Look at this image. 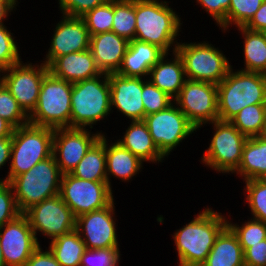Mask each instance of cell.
Segmentation results:
<instances>
[{
	"mask_svg": "<svg viewBox=\"0 0 266 266\" xmlns=\"http://www.w3.org/2000/svg\"><path fill=\"white\" fill-rule=\"evenodd\" d=\"M168 5L165 0H135V39L169 54L177 49L183 21Z\"/></svg>",
	"mask_w": 266,
	"mask_h": 266,
	"instance_id": "obj_2",
	"label": "cell"
},
{
	"mask_svg": "<svg viewBox=\"0 0 266 266\" xmlns=\"http://www.w3.org/2000/svg\"><path fill=\"white\" fill-rule=\"evenodd\" d=\"M24 214L28 218L39 245H41L37 237L39 232L43 237L51 238L52 241L75 230L76 218L60 195L43 200Z\"/></svg>",
	"mask_w": 266,
	"mask_h": 266,
	"instance_id": "obj_14",
	"label": "cell"
},
{
	"mask_svg": "<svg viewBox=\"0 0 266 266\" xmlns=\"http://www.w3.org/2000/svg\"><path fill=\"white\" fill-rule=\"evenodd\" d=\"M48 248L61 266H80L81 257L86 250L85 243L76 230L50 241Z\"/></svg>",
	"mask_w": 266,
	"mask_h": 266,
	"instance_id": "obj_30",
	"label": "cell"
},
{
	"mask_svg": "<svg viewBox=\"0 0 266 266\" xmlns=\"http://www.w3.org/2000/svg\"><path fill=\"white\" fill-rule=\"evenodd\" d=\"M171 54L173 57L169 59ZM171 54L165 53L159 59L150 69L147 79L174 100L187 78L181 56L177 51Z\"/></svg>",
	"mask_w": 266,
	"mask_h": 266,
	"instance_id": "obj_22",
	"label": "cell"
},
{
	"mask_svg": "<svg viewBox=\"0 0 266 266\" xmlns=\"http://www.w3.org/2000/svg\"><path fill=\"white\" fill-rule=\"evenodd\" d=\"M262 180H264L266 182V175L262 178Z\"/></svg>",
	"mask_w": 266,
	"mask_h": 266,
	"instance_id": "obj_53",
	"label": "cell"
},
{
	"mask_svg": "<svg viewBox=\"0 0 266 266\" xmlns=\"http://www.w3.org/2000/svg\"><path fill=\"white\" fill-rule=\"evenodd\" d=\"M174 103L197 130L219 120L217 84L187 79Z\"/></svg>",
	"mask_w": 266,
	"mask_h": 266,
	"instance_id": "obj_11",
	"label": "cell"
},
{
	"mask_svg": "<svg viewBox=\"0 0 266 266\" xmlns=\"http://www.w3.org/2000/svg\"><path fill=\"white\" fill-rule=\"evenodd\" d=\"M112 111L108 74L72 83L70 128L93 129Z\"/></svg>",
	"mask_w": 266,
	"mask_h": 266,
	"instance_id": "obj_4",
	"label": "cell"
},
{
	"mask_svg": "<svg viewBox=\"0 0 266 266\" xmlns=\"http://www.w3.org/2000/svg\"><path fill=\"white\" fill-rule=\"evenodd\" d=\"M32 64L21 60L0 71V81L28 116L37 106L42 81L49 72L48 66L43 62Z\"/></svg>",
	"mask_w": 266,
	"mask_h": 266,
	"instance_id": "obj_13",
	"label": "cell"
},
{
	"mask_svg": "<svg viewBox=\"0 0 266 266\" xmlns=\"http://www.w3.org/2000/svg\"><path fill=\"white\" fill-rule=\"evenodd\" d=\"M18 48L11 30L9 31L5 24H0V71L21 61Z\"/></svg>",
	"mask_w": 266,
	"mask_h": 266,
	"instance_id": "obj_39",
	"label": "cell"
},
{
	"mask_svg": "<svg viewBox=\"0 0 266 266\" xmlns=\"http://www.w3.org/2000/svg\"><path fill=\"white\" fill-rule=\"evenodd\" d=\"M143 121L153 142L167 158L184 139L197 132L174 102L164 110L145 116Z\"/></svg>",
	"mask_w": 266,
	"mask_h": 266,
	"instance_id": "obj_12",
	"label": "cell"
},
{
	"mask_svg": "<svg viewBox=\"0 0 266 266\" xmlns=\"http://www.w3.org/2000/svg\"><path fill=\"white\" fill-rule=\"evenodd\" d=\"M111 108L117 109L129 121L144 120L142 102V78L126 77L117 73L108 74Z\"/></svg>",
	"mask_w": 266,
	"mask_h": 266,
	"instance_id": "obj_19",
	"label": "cell"
},
{
	"mask_svg": "<svg viewBox=\"0 0 266 266\" xmlns=\"http://www.w3.org/2000/svg\"><path fill=\"white\" fill-rule=\"evenodd\" d=\"M123 136L116 141L141 161L163 163L165 156L159 151L143 120L130 121Z\"/></svg>",
	"mask_w": 266,
	"mask_h": 266,
	"instance_id": "obj_25",
	"label": "cell"
},
{
	"mask_svg": "<svg viewBox=\"0 0 266 266\" xmlns=\"http://www.w3.org/2000/svg\"><path fill=\"white\" fill-rule=\"evenodd\" d=\"M142 102L147 116L166 109L174 100L148 79L142 78Z\"/></svg>",
	"mask_w": 266,
	"mask_h": 266,
	"instance_id": "obj_38",
	"label": "cell"
},
{
	"mask_svg": "<svg viewBox=\"0 0 266 266\" xmlns=\"http://www.w3.org/2000/svg\"><path fill=\"white\" fill-rule=\"evenodd\" d=\"M72 83L48 72L42 81L36 108L29 123L52 129L70 128Z\"/></svg>",
	"mask_w": 266,
	"mask_h": 266,
	"instance_id": "obj_7",
	"label": "cell"
},
{
	"mask_svg": "<svg viewBox=\"0 0 266 266\" xmlns=\"http://www.w3.org/2000/svg\"><path fill=\"white\" fill-rule=\"evenodd\" d=\"M135 30V0H114L112 32L131 41L135 39Z\"/></svg>",
	"mask_w": 266,
	"mask_h": 266,
	"instance_id": "obj_32",
	"label": "cell"
},
{
	"mask_svg": "<svg viewBox=\"0 0 266 266\" xmlns=\"http://www.w3.org/2000/svg\"><path fill=\"white\" fill-rule=\"evenodd\" d=\"M0 1H5V2H18V0H0Z\"/></svg>",
	"mask_w": 266,
	"mask_h": 266,
	"instance_id": "obj_52",
	"label": "cell"
},
{
	"mask_svg": "<svg viewBox=\"0 0 266 266\" xmlns=\"http://www.w3.org/2000/svg\"><path fill=\"white\" fill-rule=\"evenodd\" d=\"M54 129L33 125L15 128L12 134V147L8 174L5 181L27 172L38 162L52 156Z\"/></svg>",
	"mask_w": 266,
	"mask_h": 266,
	"instance_id": "obj_5",
	"label": "cell"
},
{
	"mask_svg": "<svg viewBox=\"0 0 266 266\" xmlns=\"http://www.w3.org/2000/svg\"><path fill=\"white\" fill-rule=\"evenodd\" d=\"M0 244L6 266H25L40 246L24 213L0 228Z\"/></svg>",
	"mask_w": 266,
	"mask_h": 266,
	"instance_id": "obj_17",
	"label": "cell"
},
{
	"mask_svg": "<svg viewBox=\"0 0 266 266\" xmlns=\"http://www.w3.org/2000/svg\"><path fill=\"white\" fill-rule=\"evenodd\" d=\"M120 247L86 249L80 266H117L120 262Z\"/></svg>",
	"mask_w": 266,
	"mask_h": 266,
	"instance_id": "obj_40",
	"label": "cell"
},
{
	"mask_svg": "<svg viewBox=\"0 0 266 266\" xmlns=\"http://www.w3.org/2000/svg\"><path fill=\"white\" fill-rule=\"evenodd\" d=\"M102 134V130L93 133L89 128L54 129L52 155L61 173H71Z\"/></svg>",
	"mask_w": 266,
	"mask_h": 266,
	"instance_id": "obj_15",
	"label": "cell"
},
{
	"mask_svg": "<svg viewBox=\"0 0 266 266\" xmlns=\"http://www.w3.org/2000/svg\"><path fill=\"white\" fill-rule=\"evenodd\" d=\"M231 0H196V3L200 5L206 14L221 27L220 29L226 33V17L229 10Z\"/></svg>",
	"mask_w": 266,
	"mask_h": 266,
	"instance_id": "obj_43",
	"label": "cell"
},
{
	"mask_svg": "<svg viewBox=\"0 0 266 266\" xmlns=\"http://www.w3.org/2000/svg\"><path fill=\"white\" fill-rule=\"evenodd\" d=\"M59 195L75 218L103 209L115 200L107 181L82 180L70 173L62 175Z\"/></svg>",
	"mask_w": 266,
	"mask_h": 266,
	"instance_id": "obj_10",
	"label": "cell"
},
{
	"mask_svg": "<svg viewBox=\"0 0 266 266\" xmlns=\"http://www.w3.org/2000/svg\"><path fill=\"white\" fill-rule=\"evenodd\" d=\"M12 147V137L0 138V169L6 166V163L10 161ZM5 181L4 178H0V182Z\"/></svg>",
	"mask_w": 266,
	"mask_h": 266,
	"instance_id": "obj_47",
	"label": "cell"
},
{
	"mask_svg": "<svg viewBox=\"0 0 266 266\" xmlns=\"http://www.w3.org/2000/svg\"><path fill=\"white\" fill-rule=\"evenodd\" d=\"M263 139L266 140V123L264 124V129H263V132L262 134L260 135Z\"/></svg>",
	"mask_w": 266,
	"mask_h": 266,
	"instance_id": "obj_51",
	"label": "cell"
},
{
	"mask_svg": "<svg viewBox=\"0 0 266 266\" xmlns=\"http://www.w3.org/2000/svg\"><path fill=\"white\" fill-rule=\"evenodd\" d=\"M56 24L44 61H40L47 66L57 57L90 49V34L82 17L62 14Z\"/></svg>",
	"mask_w": 266,
	"mask_h": 266,
	"instance_id": "obj_18",
	"label": "cell"
},
{
	"mask_svg": "<svg viewBox=\"0 0 266 266\" xmlns=\"http://www.w3.org/2000/svg\"><path fill=\"white\" fill-rule=\"evenodd\" d=\"M230 122L247 138L258 137L266 123V104L246 106Z\"/></svg>",
	"mask_w": 266,
	"mask_h": 266,
	"instance_id": "obj_31",
	"label": "cell"
},
{
	"mask_svg": "<svg viewBox=\"0 0 266 266\" xmlns=\"http://www.w3.org/2000/svg\"><path fill=\"white\" fill-rule=\"evenodd\" d=\"M165 53L155 45L136 39L129 41L118 75L147 79L150 69Z\"/></svg>",
	"mask_w": 266,
	"mask_h": 266,
	"instance_id": "obj_23",
	"label": "cell"
},
{
	"mask_svg": "<svg viewBox=\"0 0 266 266\" xmlns=\"http://www.w3.org/2000/svg\"><path fill=\"white\" fill-rule=\"evenodd\" d=\"M227 225L237 235L243 251L250 247V244H256L266 239V223L262 221L251 218L240 225L228 220Z\"/></svg>",
	"mask_w": 266,
	"mask_h": 266,
	"instance_id": "obj_35",
	"label": "cell"
},
{
	"mask_svg": "<svg viewBox=\"0 0 266 266\" xmlns=\"http://www.w3.org/2000/svg\"><path fill=\"white\" fill-rule=\"evenodd\" d=\"M70 174L82 180L107 181L105 134L91 146Z\"/></svg>",
	"mask_w": 266,
	"mask_h": 266,
	"instance_id": "obj_29",
	"label": "cell"
},
{
	"mask_svg": "<svg viewBox=\"0 0 266 266\" xmlns=\"http://www.w3.org/2000/svg\"><path fill=\"white\" fill-rule=\"evenodd\" d=\"M14 191L7 181L0 182V228L20 215Z\"/></svg>",
	"mask_w": 266,
	"mask_h": 266,
	"instance_id": "obj_41",
	"label": "cell"
},
{
	"mask_svg": "<svg viewBox=\"0 0 266 266\" xmlns=\"http://www.w3.org/2000/svg\"><path fill=\"white\" fill-rule=\"evenodd\" d=\"M201 266H245L243 248L237 235L228 225L217 236Z\"/></svg>",
	"mask_w": 266,
	"mask_h": 266,
	"instance_id": "obj_26",
	"label": "cell"
},
{
	"mask_svg": "<svg viewBox=\"0 0 266 266\" xmlns=\"http://www.w3.org/2000/svg\"><path fill=\"white\" fill-rule=\"evenodd\" d=\"M108 0H58L60 13L72 17H82L90 10L103 5Z\"/></svg>",
	"mask_w": 266,
	"mask_h": 266,
	"instance_id": "obj_42",
	"label": "cell"
},
{
	"mask_svg": "<svg viewBox=\"0 0 266 266\" xmlns=\"http://www.w3.org/2000/svg\"><path fill=\"white\" fill-rule=\"evenodd\" d=\"M129 41L115 32H104L90 36V50L96 66L102 73H117Z\"/></svg>",
	"mask_w": 266,
	"mask_h": 266,
	"instance_id": "obj_21",
	"label": "cell"
},
{
	"mask_svg": "<svg viewBox=\"0 0 266 266\" xmlns=\"http://www.w3.org/2000/svg\"><path fill=\"white\" fill-rule=\"evenodd\" d=\"M243 181L262 179L266 175V140L248 138L243 146L241 162L234 172Z\"/></svg>",
	"mask_w": 266,
	"mask_h": 266,
	"instance_id": "obj_27",
	"label": "cell"
},
{
	"mask_svg": "<svg viewBox=\"0 0 266 266\" xmlns=\"http://www.w3.org/2000/svg\"><path fill=\"white\" fill-rule=\"evenodd\" d=\"M263 2L264 0H231L226 17V32L232 25L245 26Z\"/></svg>",
	"mask_w": 266,
	"mask_h": 266,
	"instance_id": "obj_37",
	"label": "cell"
},
{
	"mask_svg": "<svg viewBox=\"0 0 266 266\" xmlns=\"http://www.w3.org/2000/svg\"><path fill=\"white\" fill-rule=\"evenodd\" d=\"M109 139L105 135L106 177L107 184L111 186L112 176L122 182H130L132 178L141 172L144 162L129 150L124 148L116 140L108 144Z\"/></svg>",
	"mask_w": 266,
	"mask_h": 266,
	"instance_id": "obj_24",
	"label": "cell"
},
{
	"mask_svg": "<svg viewBox=\"0 0 266 266\" xmlns=\"http://www.w3.org/2000/svg\"><path fill=\"white\" fill-rule=\"evenodd\" d=\"M18 2H5V1H0V24H4L5 20H7L8 16H11V12L16 8L18 5Z\"/></svg>",
	"mask_w": 266,
	"mask_h": 266,
	"instance_id": "obj_48",
	"label": "cell"
},
{
	"mask_svg": "<svg viewBox=\"0 0 266 266\" xmlns=\"http://www.w3.org/2000/svg\"><path fill=\"white\" fill-rule=\"evenodd\" d=\"M209 125H212L214 133L201 157L202 164L218 174H233L241 162L243 146L248 138L230 121L216 120Z\"/></svg>",
	"mask_w": 266,
	"mask_h": 266,
	"instance_id": "obj_9",
	"label": "cell"
},
{
	"mask_svg": "<svg viewBox=\"0 0 266 266\" xmlns=\"http://www.w3.org/2000/svg\"><path fill=\"white\" fill-rule=\"evenodd\" d=\"M115 200L103 209L76 218L75 230L86 249L119 247L115 216Z\"/></svg>",
	"mask_w": 266,
	"mask_h": 266,
	"instance_id": "obj_16",
	"label": "cell"
},
{
	"mask_svg": "<svg viewBox=\"0 0 266 266\" xmlns=\"http://www.w3.org/2000/svg\"><path fill=\"white\" fill-rule=\"evenodd\" d=\"M217 89L221 121H230L246 106L266 104V74L263 73L234 71L231 67Z\"/></svg>",
	"mask_w": 266,
	"mask_h": 266,
	"instance_id": "obj_3",
	"label": "cell"
},
{
	"mask_svg": "<svg viewBox=\"0 0 266 266\" xmlns=\"http://www.w3.org/2000/svg\"><path fill=\"white\" fill-rule=\"evenodd\" d=\"M62 175L52 155L15 177L10 184L20 213H25L45 199L59 195Z\"/></svg>",
	"mask_w": 266,
	"mask_h": 266,
	"instance_id": "obj_6",
	"label": "cell"
},
{
	"mask_svg": "<svg viewBox=\"0 0 266 266\" xmlns=\"http://www.w3.org/2000/svg\"><path fill=\"white\" fill-rule=\"evenodd\" d=\"M114 16V0H108L105 4L95 7L87 12L82 19L86 24L90 36L112 31Z\"/></svg>",
	"mask_w": 266,
	"mask_h": 266,
	"instance_id": "obj_34",
	"label": "cell"
},
{
	"mask_svg": "<svg viewBox=\"0 0 266 266\" xmlns=\"http://www.w3.org/2000/svg\"><path fill=\"white\" fill-rule=\"evenodd\" d=\"M227 223L226 216L206 206L190 222L177 229L172 237L178 266H201Z\"/></svg>",
	"mask_w": 266,
	"mask_h": 266,
	"instance_id": "obj_1",
	"label": "cell"
},
{
	"mask_svg": "<svg viewBox=\"0 0 266 266\" xmlns=\"http://www.w3.org/2000/svg\"><path fill=\"white\" fill-rule=\"evenodd\" d=\"M14 129L10 123L0 117V138L12 137Z\"/></svg>",
	"mask_w": 266,
	"mask_h": 266,
	"instance_id": "obj_49",
	"label": "cell"
},
{
	"mask_svg": "<svg viewBox=\"0 0 266 266\" xmlns=\"http://www.w3.org/2000/svg\"><path fill=\"white\" fill-rule=\"evenodd\" d=\"M0 266H6L5 259H4V256H3V252H2V249H1V244H0Z\"/></svg>",
	"mask_w": 266,
	"mask_h": 266,
	"instance_id": "obj_50",
	"label": "cell"
},
{
	"mask_svg": "<svg viewBox=\"0 0 266 266\" xmlns=\"http://www.w3.org/2000/svg\"><path fill=\"white\" fill-rule=\"evenodd\" d=\"M49 72L70 83L95 78L102 74L90 49L55 58L48 65Z\"/></svg>",
	"mask_w": 266,
	"mask_h": 266,
	"instance_id": "obj_20",
	"label": "cell"
},
{
	"mask_svg": "<svg viewBox=\"0 0 266 266\" xmlns=\"http://www.w3.org/2000/svg\"><path fill=\"white\" fill-rule=\"evenodd\" d=\"M245 266H266V239L250 244L244 251Z\"/></svg>",
	"mask_w": 266,
	"mask_h": 266,
	"instance_id": "obj_44",
	"label": "cell"
},
{
	"mask_svg": "<svg viewBox=\"0 0 266 266\" xmlns=\"http://www.w3.org/2000/svg\"><path fill=\"white\" fill-rule=\"evenodd\" d=\"M25 266H61L49 248L42 249L41 245L29 257Z\"/></svg>",
	"mask_w": 266,
	"mask_h": 266,
	"instance_id": "obj_45",
	"label": "cell"
},
{
	"mask_svg": "<svg viewBox=\"0 0 266 266\" xmlns=\"http://www.w3.org/2000/svg\"><path fill=\"white\" fill-rule=\"evenodd\" d=\"M0 117L10 123L14 128L29 123V116L18 105L6 86L0 81Z\"/></svg>",
	"mask_w": 266,
	"mask_h": 266,
	"instance_id": "obj_36",
	"label": "cell"
},
{
	"mask_svg": "<svg viewBox=\"0 0 266 266\" xmlns=\"http://www.w3.org/2000/svg\"><path fill=\"white\" fill-rule=\"evenodd\" d=\"M244 27L252 31L266 32V0Z\"/></svg>",
	"mask_w": 266,
	"mask_h": 266,
	"instance_id": "obj_46",
	"label": "cell"
},
{
	"mask_svg": "<svg viewBox=\"0 0 266 266\" xmlns=\"http://www.w3.org/2000/svg\"><path fill=\"white\" fill-rule=\"evenodd\" d=\"M176 51L183 60L189 80L219 84L232 67L224 53L207 41L179 42Z\"/></svg>",
	"mask_w": 266,
	"mask_h": 266,
	"instance_id": "obj_8",
	"label": "cell"
},
{
	"mask_svg": "<svg viewBox=\"0 0 266 266\" xmlns=\"http://www.w3.org/2000/svg\"><path fill=\"white\" fill-rule=\"evenodd\" d=\"M245 182V200L253 219L266 223V182L262 179H250Z\"/></svg>",
	"mask_w": 266,
	"mask_h": 266,
	"instance_id": "obj_33",
	"label": "cell"
},
{
	"mask_svg": "<svg viewBox=\"0 0 266 266\" xmlns=\"http://www.w3.org/2000/svg\"><path fill=\"white\" fill-rule=\"evenodd\" d=\"M242 35L244 68L246 72H259L266 74V34L252 31L244 26L236 27Z\"/></svg>",
	"mask_w": 266,
	"mask_h": 266,
	"instance_id": "obj_28",
	"label": "cell"
}]
</instances>
